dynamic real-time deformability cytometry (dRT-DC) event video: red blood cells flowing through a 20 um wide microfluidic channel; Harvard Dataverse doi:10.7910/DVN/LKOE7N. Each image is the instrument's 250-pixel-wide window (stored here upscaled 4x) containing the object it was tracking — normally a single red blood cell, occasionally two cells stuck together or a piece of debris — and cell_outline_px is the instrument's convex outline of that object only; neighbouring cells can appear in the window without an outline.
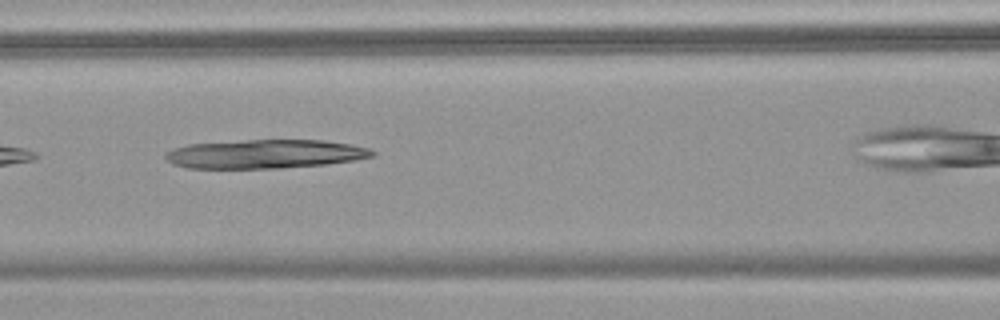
{"species": "common noctule bat (a hibernating species)", "species_latin": "Nyctalus noctula", "temperature_condition": "warm", "stored_images_in_passage": 26, "camera_frame_rate_fps": 3000, "um_per_image_px": 0.085, "animal": {"sex": "female", "body_mass_g": 18.4}, "frame": {"image": 1, "passage_image": 6, "time_ms": 1.667, "image_size_px": [1000, 320], "cell_outline_px": [[376, 156], [356, 160], [324, 164], [280, 168], [188, 168], [172, 164], [164, 156], [164, 152], [188, 144], [244, 140], [320, 140], [348, 144], [368, 148], [376, 152]], "centroid_in_image_um": [22.52, 13.09], "position_along_channel_um": 144.1, "area_um2": 34.68}}
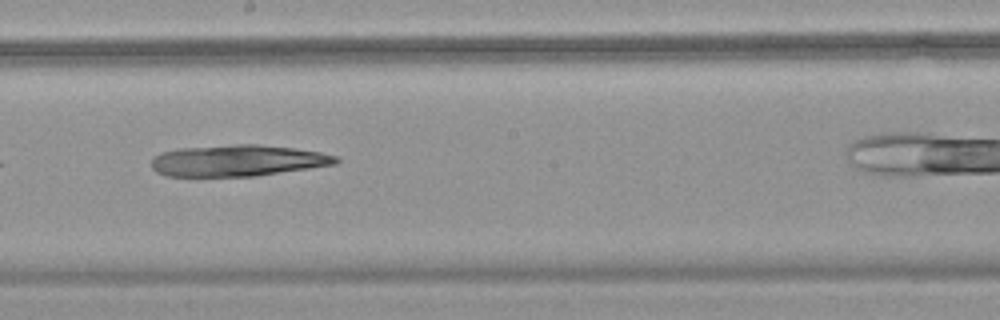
{"frame": {"image": 2, "passage_image": 12, "time_ms": 3.667, "image_size_px": [1000, 320], "cell_outline_px": [[340, 160], [336, 164], [256, 176], [168, 176], [156, 172], [152, 168], [152, 160], [156, 156], [164, 152], [180, 148], [236, 144], [260, 144], [292, 148], [320, 152], [340, 156]], "centroid_in_image_um": [20.25, 13.65], "position_along_channel_um": 228.0, "area_um2": 33.64}}
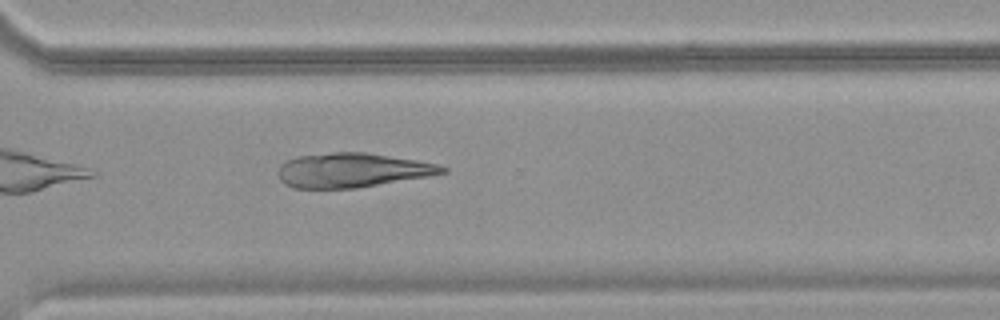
{"frame": {"image": 3, "passage_image": 20, "time_ms": 6.333, "image_size_px": [1000, 320], "cell_outline_px": [[448, 172], [428, 176], [356, 188], [292, 188], [284, 184], [280, 180], [280, 164], [296, 156], [332, 152], [364, 152], [416, 160], [436, 164], [448, 168]], "centroid_in_image_um": [29.93, 14.47], "position_along_channel_um": 340.7, "area_um2": 32.66}}